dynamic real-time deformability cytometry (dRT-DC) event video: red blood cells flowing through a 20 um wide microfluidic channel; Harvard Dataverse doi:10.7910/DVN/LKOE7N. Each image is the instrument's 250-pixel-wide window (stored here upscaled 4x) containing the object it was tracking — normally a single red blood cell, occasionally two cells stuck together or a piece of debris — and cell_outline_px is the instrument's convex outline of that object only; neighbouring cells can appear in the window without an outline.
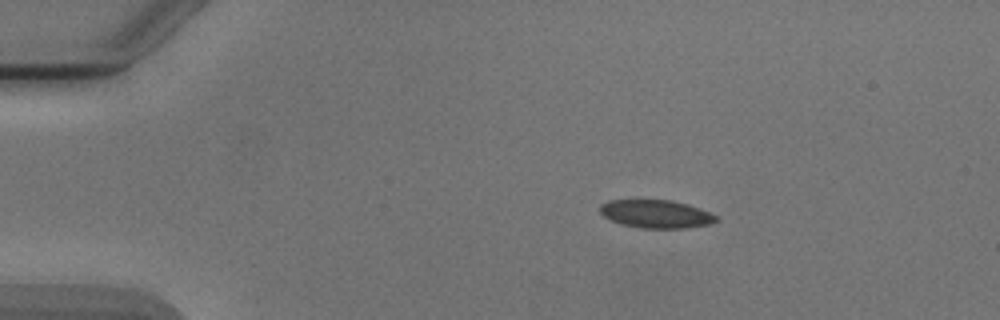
{"species": "Egyptian fruit bat (a non-hibernating species)", "species_latin": "Rousettus aegyptiacus", "temperature_condition": "cold", "stored_images_in_passage": 2, "camera_frame_rate_fps": 3000, "um_per_image_px": 0.085, "animal": {"sex": "male"}, "frame": {"image": 1, "passage_image": 2, "time_ms": 1.333, "image_size_px": [1000, 320], "cell_outline_px": [[720, 220], [708, 224], [684, 228], [640, 228], [624, 224], [612, 220], [604, 216], [600, 212], [600, 204], [608, 200], [672, 200], [688, 204], [700, 208], [716, 216]], "centroid_in_image_um": [55.77, 18.18], "position_along_channel_um": 29.2, "area_um2": 18.9}}